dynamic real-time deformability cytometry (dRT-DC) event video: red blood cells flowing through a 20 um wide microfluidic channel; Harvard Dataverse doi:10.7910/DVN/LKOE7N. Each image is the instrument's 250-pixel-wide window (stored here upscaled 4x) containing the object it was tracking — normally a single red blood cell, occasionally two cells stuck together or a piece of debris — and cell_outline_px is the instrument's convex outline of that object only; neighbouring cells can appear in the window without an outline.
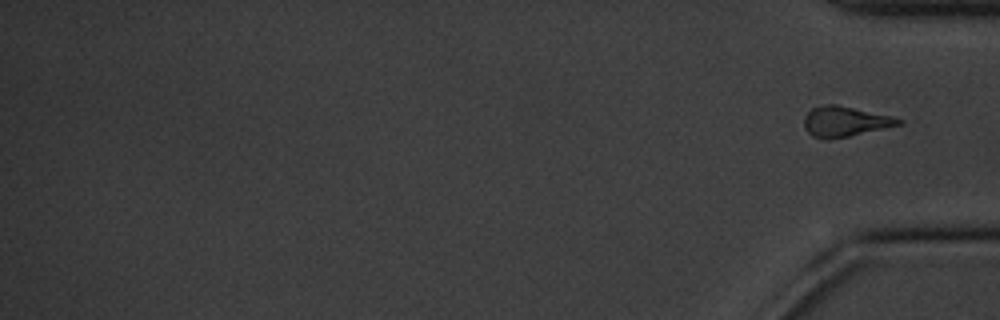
{"species": "common noctule bat (a hibernating species)", "species_latin": "Nyctalus noctula", "temperature_condition": "cold", "stored_images_in_passage": 12, "segment_of_instrument_passage": [2, 2], "camera_frame_rate_fps": 3000, "um_per_image_px": 0.085, "animal": {"sex": "male", "body_mass_g": 20.1, "forearm_length_mm": 53.5}, "frame": {"image": 1, "passage_image": 12, "time_ms": 3.667, "image_size_px": [1000, 320], "cell_outline_px": [[904, 120], [900, 124], [848, 136], [828, 140], [824, 140], [812, 136], [804, 128], [804, 116], [812, 108], [824, 104], [836, 104], [892, 116]], "centroid_in_image_um": [71.77, 10.32], "position_along_channel_um": 363.4, "area_um2": 16.53}}